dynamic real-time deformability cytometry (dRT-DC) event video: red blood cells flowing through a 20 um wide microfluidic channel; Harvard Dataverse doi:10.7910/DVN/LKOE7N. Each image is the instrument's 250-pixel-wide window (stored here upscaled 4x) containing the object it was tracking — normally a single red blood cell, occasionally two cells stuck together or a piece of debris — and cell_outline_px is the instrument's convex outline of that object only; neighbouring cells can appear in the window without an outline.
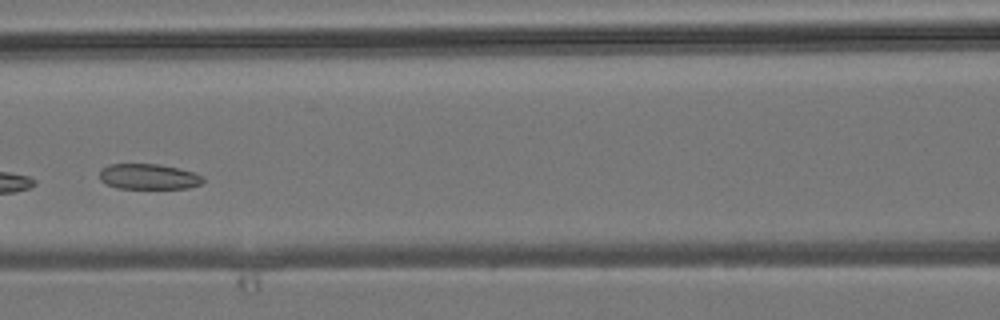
{"species": "common noctule bat (a hibernating species)", "species_latin": "Nyctalus noctula", "temperature_condition": "room temperature", "stored_images_in_passage": 5, "camera_frame_rate_fps": 3000, "um_per_image_px": 0.085, "animal": {"sex": "male", "body_mass_g": 19.2, "forearm_length_mm": 51.8}, "frame": {"image": 1, "passage_image": 5, "time_ms": 4.667, "image_size_px": [1000, 320], "cell_outline_px": [[204, 180], [200, 184], [188, 188], [116, 188], [100, 180], [100, 168], [108, 164], [156, 164], [176, 168], [192, 172], [204, 176]], "centroid_in_image_um": [12.6, 15.01], "position_along_channel_um": 154.0, "area_um2": 15.26}}